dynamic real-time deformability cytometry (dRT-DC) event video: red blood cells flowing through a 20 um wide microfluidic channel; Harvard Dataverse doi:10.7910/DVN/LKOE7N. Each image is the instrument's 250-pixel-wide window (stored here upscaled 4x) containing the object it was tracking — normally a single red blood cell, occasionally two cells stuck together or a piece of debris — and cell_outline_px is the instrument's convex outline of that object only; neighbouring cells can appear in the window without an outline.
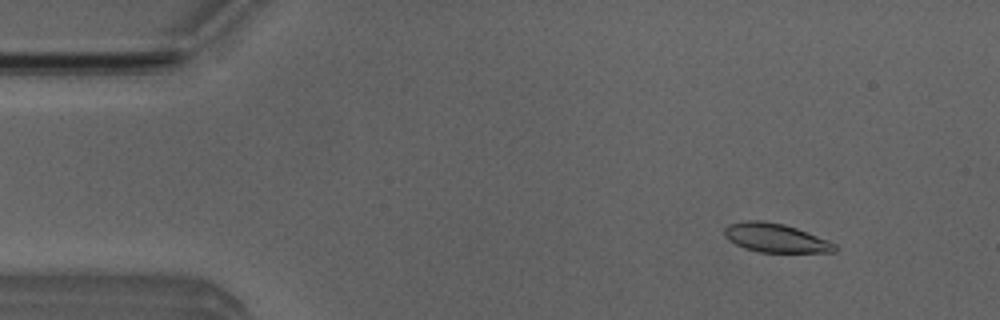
{"species": "Egyptian fruit bat (a non-hibernating species)", "species_latin": "Rousettus aegyptiacus", "temperature_condition": "room temperature", "stored_images_in_passage": 50, "camera_frame_rate_fps": 3000, "um_per_image_px": 0.085, "animal": {"sex": "male"}, "frame": {"image": 1, "passage_image": 4, "time_ms": 1.0, "image_size_px": [1000, 320], "cell_outline_px": [[836, 252], [760, 252], [744, 248], [728, 240], [724, 236], [724, 228], [728, 224], [748, 220], [764, 220], [784, 224], [796, 228], [828, 240], [836, 244]], "centroid_in_image_um": [65.89, 20.21], "position_along_channel_um": 19.1, "area_um2": 18.55}}
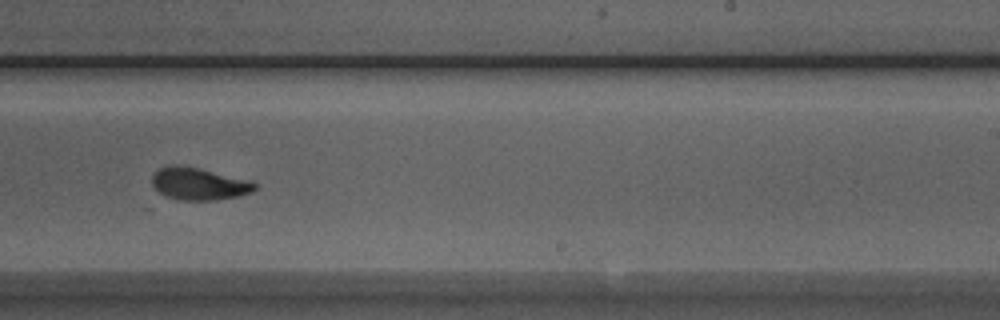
{"frame": {"image": 2, "passage_image": 30, "time_ms": 9.667, "image_size_px": [1000, 320], "cell_outline_px": [[256, 188], [252, 192], [240, 196], [216, 200], [176, 200], [164, 196], [152, 184], [152, 176], [160, 168], [168, 164], [176, 164], [200, 168], [252, 180], [256, 184]], "centroid_in_image_um": [16.92, 15.62], "position_along_channel_um": 272.1, "area_um2": 19.65}}
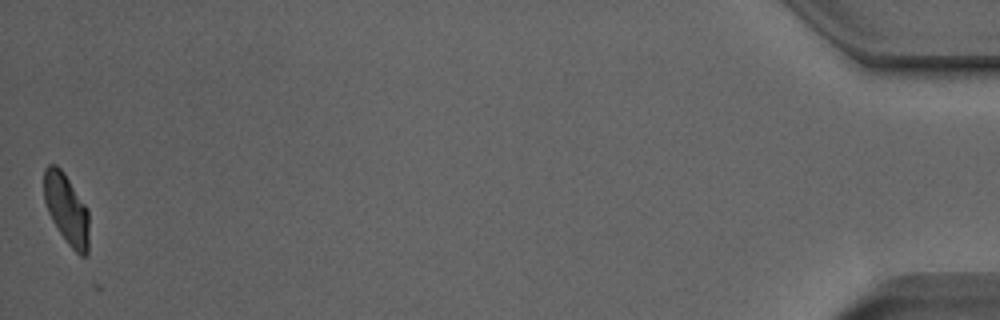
{"frame": {"image": 3, "passage_image": 50, "time_ms": 16.333, "image_size_px": [1000, 320], "cell_outline_px": [[88, 252], [84, 256], [80, 256], [68, 244], [52, 220], [48, 212], [44, 200], [44, 168], [48, 164], [56, 164], [64, 172], [88, 208]], "centroid_in_image_um": [5.65, 17.74], "position_along_channel_um": 429.6, "area_um2": 18.5}, "authors_computed_cell_mechanics": {"area_um2": 18.8428, "velocity_mm_per_s": 3.9065, "shape_relaxation_time_tau1_ms": 1.359, "shape_relaxation_time_tau2_ms": 1.8098, "deformation_change_tau1": 0.3807, "deformation_change_tau2": 0.075}}